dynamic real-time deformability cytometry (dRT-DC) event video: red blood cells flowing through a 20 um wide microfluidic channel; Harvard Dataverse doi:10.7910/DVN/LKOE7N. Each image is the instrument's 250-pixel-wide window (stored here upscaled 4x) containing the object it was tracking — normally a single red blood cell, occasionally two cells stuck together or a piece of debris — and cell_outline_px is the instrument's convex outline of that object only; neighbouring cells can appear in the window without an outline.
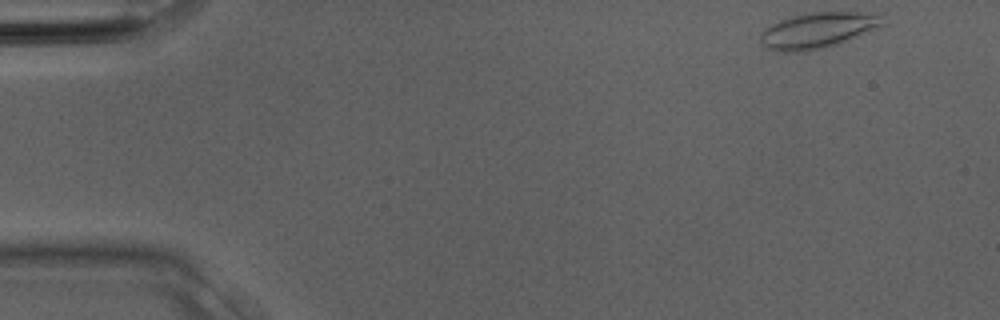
{"species": "Egyptian fruit bat (a non-hibernating species)", "species_latin": "Rousettus aegyptiacus", "temperature_condition": "room temperature", "stored_images_in_passage": 3, "camera_frame_rate_fps": 3000, "um_per_image_px": 0.085, "animal": {"sex": "male"}, "frame": {"image": 1, "passage_image": 1, "time_ms": 0.0, "image_size_px": [1000, 320], "cell_outline_px": [[888, 24], [880, 28], [840, 44], [824, 48], [804, 52], [784, 52], [768, 48], [760, 40], [760, 32], [764, 28], [780, 20], [804, 12], [884, 12]], "centroid_in_image_um": [69.66, 2.55], "position_along_channel_um": 15.3, "area_um2": 26.41}}